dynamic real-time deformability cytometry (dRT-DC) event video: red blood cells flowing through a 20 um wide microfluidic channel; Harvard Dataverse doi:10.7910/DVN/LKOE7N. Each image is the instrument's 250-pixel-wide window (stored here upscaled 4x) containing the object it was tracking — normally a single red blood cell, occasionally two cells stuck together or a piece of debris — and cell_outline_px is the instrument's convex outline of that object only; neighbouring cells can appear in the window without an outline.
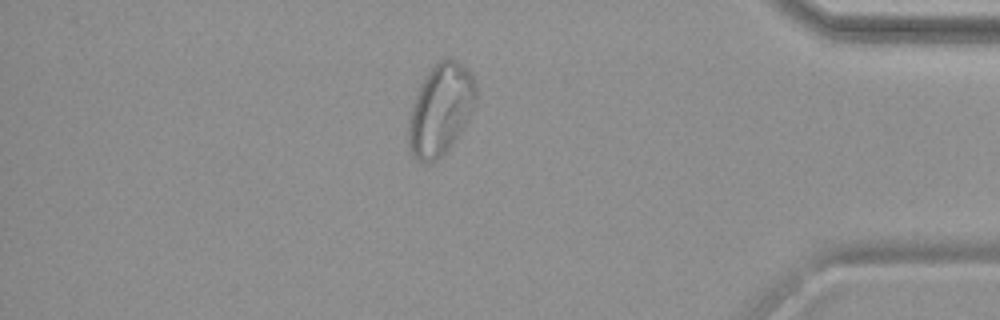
{"species": "common noctule bat (a hibernating species)", "species_latin": "Nyctalus noctula", "temperature_condition": "warm", "stored_images_in_passage": 49, "camera_frame_rate_fps": 3000, "um_per_image_px": 0.085, "animal": {"sex": "female", "body_mass_g": 19.9}, "frame": {"image": 1, "passage_image": 42, "time_ms": 13.667, "image_size_px": [1000, 320], "cell_outline_px": [[476, 104], [472, 112], [460, 132], [452, 144], [432, 164], [424, 164], [416, 160], [412, 156], [408, 144], [408, 116], [412, 104], [420, 84], [424, 76], [444, 56], [448, 56], [456, 60], [472, 76], [476, 84]], "centroid_in_image_um": [37.42, 9.33], "position_along_channel_um": 397.8, "area_um2": 36.07}}